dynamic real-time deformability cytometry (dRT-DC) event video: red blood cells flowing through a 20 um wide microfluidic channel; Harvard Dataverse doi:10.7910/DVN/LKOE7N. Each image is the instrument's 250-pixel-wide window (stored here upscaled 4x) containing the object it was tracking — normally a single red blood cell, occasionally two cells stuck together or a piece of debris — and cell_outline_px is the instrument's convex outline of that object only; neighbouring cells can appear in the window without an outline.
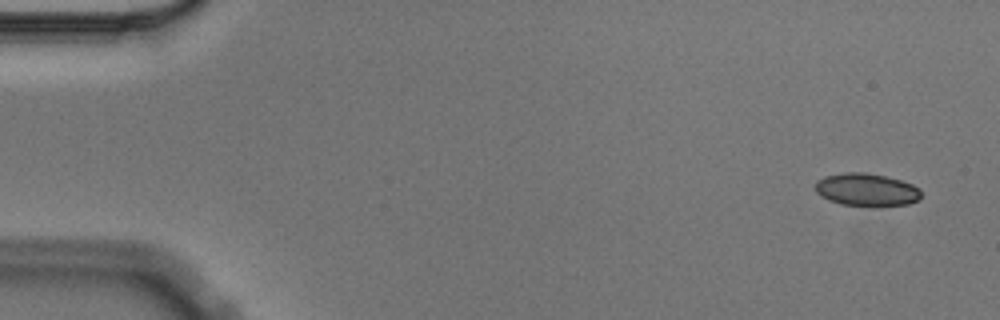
{"species": "Egyptian fruit bat (a non-hibernating species)", "species_latin": "Rousettus aegyptiacus", "temperature_condition": "cold", "stored_images_in_passage": 4, "camera_frame_rate_fps": 3000, "um_per_image_px": 0.085, "animal": {"sex": "male"}, "frame": {"image": 1, "passage_image": 1, "time_ms": 0.0, "image_size_px": [1000, 320], "cell_outline_px": [[920, 200], [908, 204], [840, 204], [828, 200], [820, 196], [816, 192], [816, 180], [824, 176], [848, 172], [864, 172], [884, 176], [900, 180], [912, 184], [920, 188]], "centroid_in_image_um": [73.63, 16.1], "position_along_channel_um": 11.4, "area_um2": 19.71}}
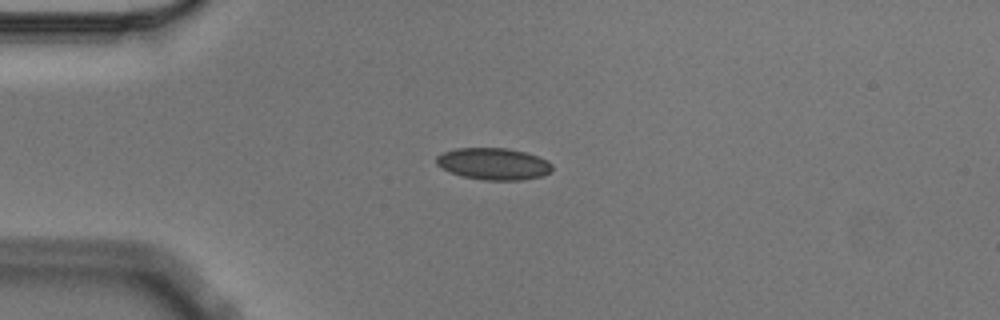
{"frame": {"image": 2, "passage_image": 4, "time_ms": 1.0, "image_size_px": [1000, 320], "cell_outline_px": [[552, 172], [544, 176], [520, 180], [484, 180], [460, 176], [448, 172], [436, 164], [436, 156], [444, 152], [456, 148], [508, 148], [524, 152], [548, 160], [552, 164]], "centroid_in_image_um": [41.95, 13.93], "position_along_channel_um": 43.1, "area_um2": 21.68}}